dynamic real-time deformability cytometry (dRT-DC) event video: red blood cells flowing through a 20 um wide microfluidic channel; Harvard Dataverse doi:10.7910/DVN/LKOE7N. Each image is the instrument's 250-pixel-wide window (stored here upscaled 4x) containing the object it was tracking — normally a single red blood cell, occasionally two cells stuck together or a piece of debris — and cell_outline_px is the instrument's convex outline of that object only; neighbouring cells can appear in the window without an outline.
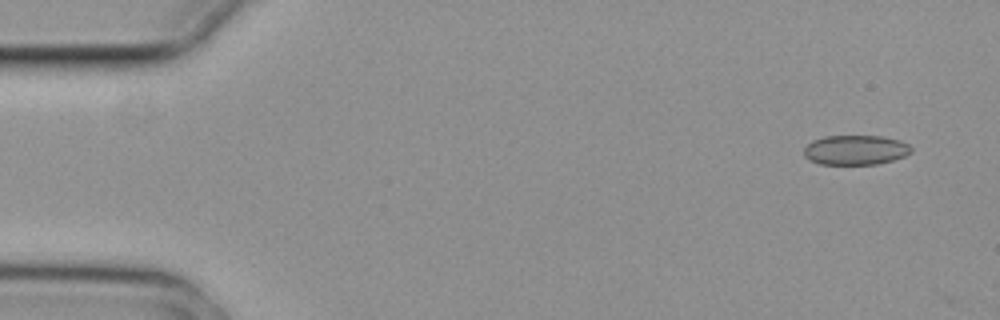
{"species": "common noctule bat (a hibernating species)", "species_latin": "Nyctalus noctula", "temperature_condition": "cold", "stored_images_in_passage": 9, "camera_frame_rate_fps": 3000, "um_per_image_px": 0.085, "animal": {"sex": "female", "body_mass_g": 29.2, "forearm_length_mm": 56.3}, "frame": {"image": 1, "passage_image": 1, "time_ms": 0.0, "image_size_px": [1000, 320], "cell_outline_px": [[912, 152], [904, 156], [892, 160], [876, 164], [820, 164], [808, 160], [804, 156], [804, 148], [812, 140], [824, 136], [884, 136], [900, 140], [908, 144], [912, 148]], "centroid_in_image_um": [72.71, 12.74], "position_along_channel_um": 12.3, "area_um2": 18.67}}
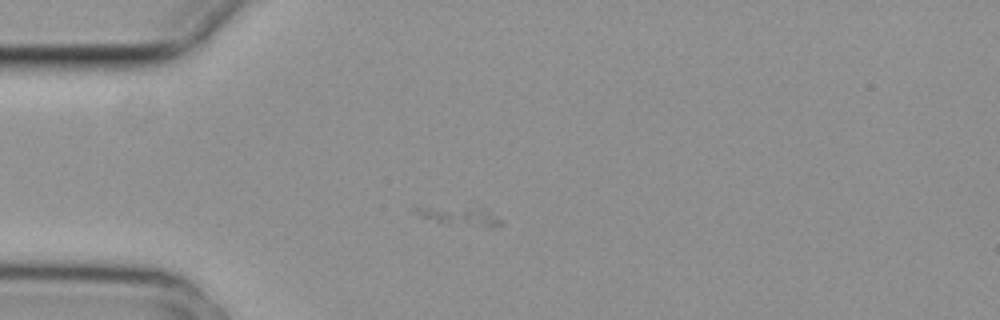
{"frame": {"image": 2, "passage_image": 5, "time_ms": 1.333, "image_size_px": [1000, 320], "cell_outline_px": [[500, 224], [484, 224], [436, 220], [424, 216], [412, 208], [412, 204], [472, 196], [476, 196], [500, 220]], "centroid_in_image_um": [38.93, 17.92], "position_along_channel_um": 46.1, "area_um2": 11.73}}
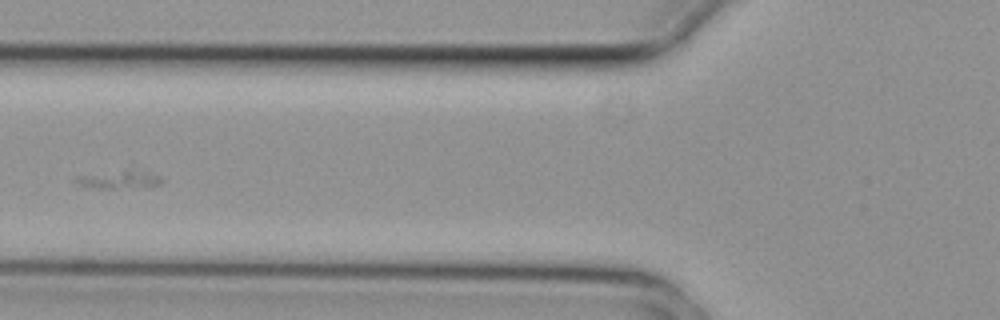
{"frame": {"image": 3, "passage_image": 7, "time_ms": 2.0, "image_size_px": [1000, 320], "cell_outline_px": [[164, 180], [160, 184], [112, 188], [100, 188], [80, 184], [72, 180], [76, 176], [132, 160], [160, 176]], "centroid_in_image_um": [10.19, 15.01], "position_along_channel_um": 115.6, "area_um2": 11.21}}